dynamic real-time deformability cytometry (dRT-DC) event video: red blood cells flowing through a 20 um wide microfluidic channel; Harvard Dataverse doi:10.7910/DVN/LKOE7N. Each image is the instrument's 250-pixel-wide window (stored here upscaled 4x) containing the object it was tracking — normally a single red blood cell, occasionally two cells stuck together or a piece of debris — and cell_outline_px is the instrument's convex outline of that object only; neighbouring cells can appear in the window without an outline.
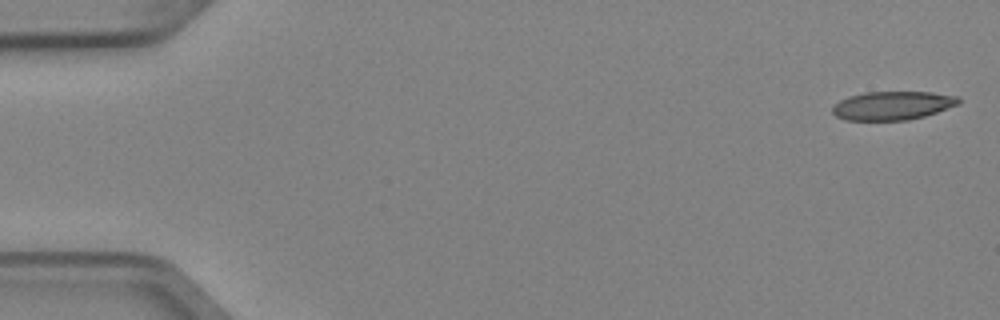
{"species": "Egyptian fruit bat (a non-hibernating species)", "species_latin": "Rousettus aegyptiacus", "temperature_condition": "cold", "stored_images_in_passage": 5, "camera_frame_rate_fps": 3000, "um_per_image_px": 0.085, "animal": {"sex": "female"}, "frame": {"image": 1, "passage_image": 1, "time_ms": 0.0, "image_size_px": [1000, 320], "cell_outline_px": [[960, 104], [924, 116], [908, 120], [844, 120], [836, 116], [832, 112], [832, 104], [848, 96], [864, 92], [932, 92], [960, 96]], "centroid_in_image_um": [75.86, 8.97], "position_along_channel_um": 9.1, "area_um2": 21.21}}
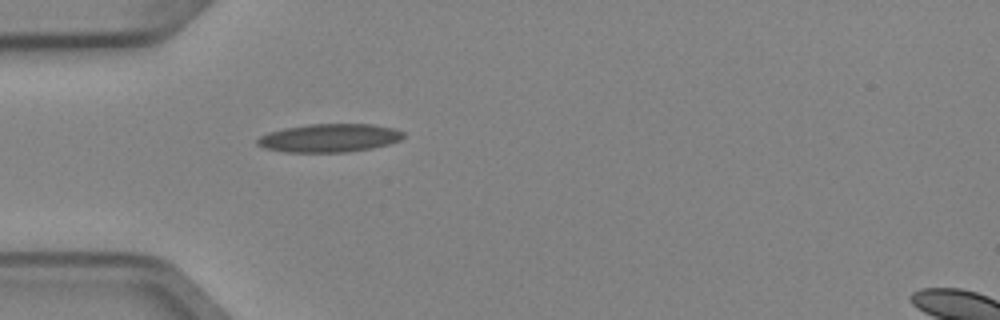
{"frame": {"image": 2, "passage_image": 5, "time_ms": 1.333, "image_size_px": [1000, 320], "cell_outline_px": [[404, 136], [400, 140], [388, 144], [372, 148], [348, 152], [284, 152], [264, 148], [256, 144], [256, 140], [260, 136], [268, 132], [284, 128], [308, 124], [372, 124], [396, 128], [404, 132]], "centroid_in_image_um": [27.99, 11.72], "position_along_channel_um": 57.0, "area_um2": 24.28}}